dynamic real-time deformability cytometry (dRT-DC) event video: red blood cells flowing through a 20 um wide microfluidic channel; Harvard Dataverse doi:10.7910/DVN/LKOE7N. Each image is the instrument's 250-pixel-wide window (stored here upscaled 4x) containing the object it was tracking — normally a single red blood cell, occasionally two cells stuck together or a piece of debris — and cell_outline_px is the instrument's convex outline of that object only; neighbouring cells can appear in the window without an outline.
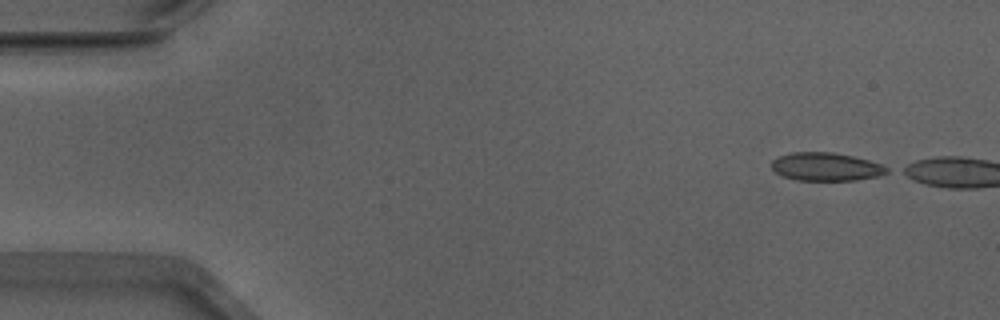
{"species": "Egyptian fruit bat (a non-hibernating species)", "species_latin": "Rousettus aegyptiacus", "temperature_condition": "warm", "stored_images_in_passage": 7, "camera_frame_rate_fps": 3000, "um_per_image_px": 0.085, "animal": {"sex": "male"}, "frame": {"image": 1, "passage_image": 1, "time_ms": 0.0, "image_size_px": [1000, 320], "cell_outline_px": [[888, 172], [880, 176], [856, 180], [796, 180], [784, 176], [776, 172], [772, 168], [772, 160], [776, 156], [792, 152], [832, 152], [852, 156], [868, 160], [880, 164], [888, 168]], "centroid_in_image_um": [70.19, 14.17], "position_along_channel_um": 14.8, "area_um2": 18.9}}